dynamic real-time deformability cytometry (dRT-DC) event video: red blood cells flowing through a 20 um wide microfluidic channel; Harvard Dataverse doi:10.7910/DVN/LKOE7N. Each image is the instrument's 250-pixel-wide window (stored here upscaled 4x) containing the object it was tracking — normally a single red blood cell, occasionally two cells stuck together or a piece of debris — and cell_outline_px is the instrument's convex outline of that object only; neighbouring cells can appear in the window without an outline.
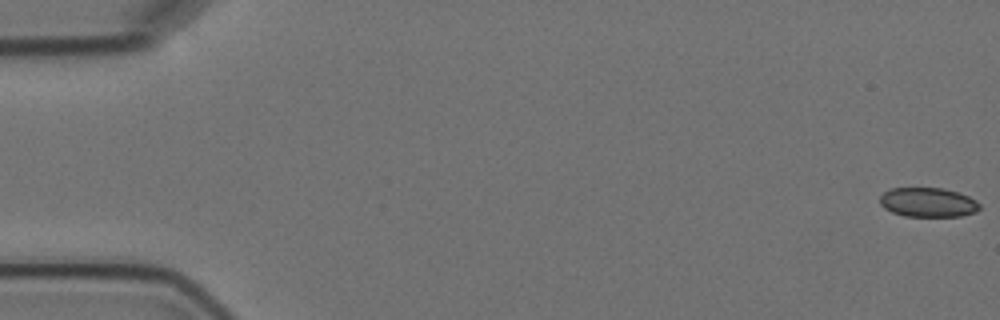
{"species": "Egyptian fruit bat (a non-hibernating species)", "species_latin": "Rousettus aegyptiacus", "temperature_condition": "cold", "stored_images_in_passage": 3, "camera_frame_rate_fps": 3000, "um_per_image_px": 0.085, "animal": {"sex": "female"}, "frame": {"image": 1, "passage_image": 1, "time_ms": 0.0, "image_size_px": [1000, 320], "cell_outline_px": [[980, 208], [976, 212], [960, 216], [904, 216], [892, 212], [884, 208], [880, 204], [880, 196], [884, 192], [892, 188], [944, 188], [968, 196], [976, 200], [980, 204]], "centroid_in_image_um": [78.88, 17.2], "position_along_channel_um": 6.1, "area_um2": 17.05}}